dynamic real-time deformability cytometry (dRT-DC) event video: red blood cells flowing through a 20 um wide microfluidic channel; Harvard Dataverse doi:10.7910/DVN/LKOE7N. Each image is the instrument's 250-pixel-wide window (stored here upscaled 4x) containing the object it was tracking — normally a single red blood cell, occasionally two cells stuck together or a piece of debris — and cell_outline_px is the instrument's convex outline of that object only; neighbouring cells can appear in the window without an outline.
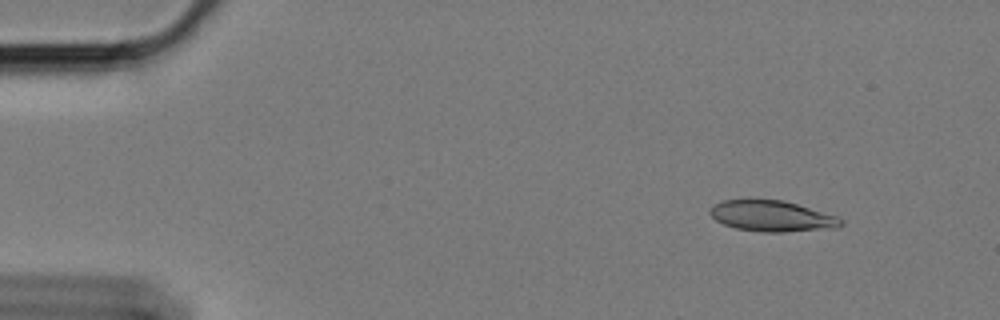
{"species": "Egyptian fruit bat (a non-hibernating species)", "species_latin": "Rousettus aegyptiacus", "temperature_condition": "cold", "stored_images_in_passage": 7, "camera_frame_rate_fps": 3000, "um_per_image_px": 0.085, "animal": {"sex": "female"}, "frame": {"image": 1, "passage_image": 1, "time_ms": 0.0, "image_size_px": [1000, 320], "cell_outline_px": [[844, 224], [836, 228], [784, 232], [764, 232], [736, 228], [724, 224], [716, 220], [708, 212], [716, 204], [724, 200], [784, 200], [836, 216], [844, 220]], "centroid_in_image_um": [65.65, 18.38], "position_along_channel_um": 19.3, "area_um2": 23.29}}